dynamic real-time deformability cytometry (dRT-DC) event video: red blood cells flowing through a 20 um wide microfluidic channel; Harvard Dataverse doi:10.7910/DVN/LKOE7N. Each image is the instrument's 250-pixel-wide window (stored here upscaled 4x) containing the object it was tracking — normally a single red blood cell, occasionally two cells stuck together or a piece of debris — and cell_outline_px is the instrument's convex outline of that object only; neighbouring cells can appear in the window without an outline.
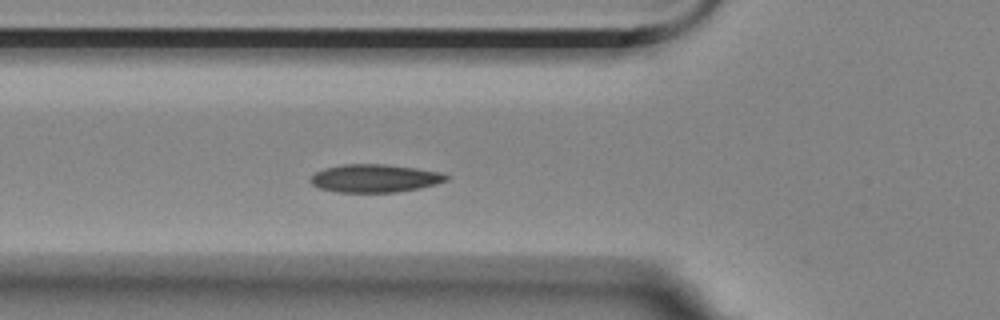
{"species": "Egyptian fruit bat (a non-hibernating species)", "species_latin": "Rousettus aegyptiacus", "temperature_condition": "room temperature", "stored_images_in_passage": 4, "camera_frame_rate_fps": 3000, "um_per_image_px": 0.085, "animal": {"sex": "female"}, "frame": {"image": 1, "passage_image": 4, "time_ms": 3.667, "image_size_px": [1000, 320], "cell_outline_px": [[452, 176], [448, 180], [436, 184], [420, 188], [396, 192], [336, 192], [320, 188], [312, 184], [308, 180], [316, 172], [324, 168], [344, 164], [384, 164], [416, 168], [440, 172]], "centroid_in_image_um": [31.88, 15.15], "position_along_channel_um": 93.9, "area_um2": 22.25}}